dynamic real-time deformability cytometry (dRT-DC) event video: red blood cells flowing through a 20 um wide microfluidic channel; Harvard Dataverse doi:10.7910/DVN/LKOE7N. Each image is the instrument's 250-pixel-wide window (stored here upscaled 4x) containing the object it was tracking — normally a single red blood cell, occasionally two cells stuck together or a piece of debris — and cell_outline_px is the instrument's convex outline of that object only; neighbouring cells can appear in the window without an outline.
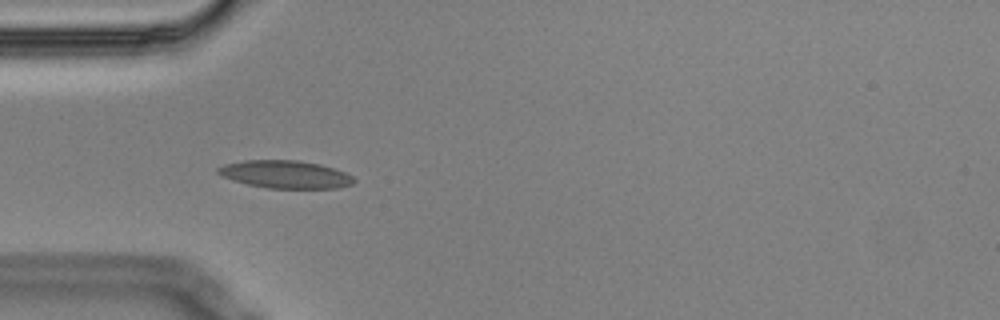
{"species": "Egyptian fruit bat (a non-hibernating species)", "species_latin": "Rousettus aegyptiacus", "temperature_condition": "cold", "stored_images_in_passage": 5, "camera_frame_rate_fps": 3000, "um_per_image_px": 0.085, "animal": {"sex": "male"}, "frame": {"image": 1, "passage_image": 3, "time_ms": 0.667, "image_size_px": [1000, 320], "cell_outline_px": [[356, 180], [352, 184], [336, 188], [268, 188], [248, 184], [232, 180], [220, 176], [216, 172], [216, 168], [224, 164], [244, 160], [300, 160], [320, 164], [344, 172], [352, 176]], "centroid_in_image_um": [24.21, 14.81], "position_along_channel_um": 60.8, "area_um2": 22.02}}
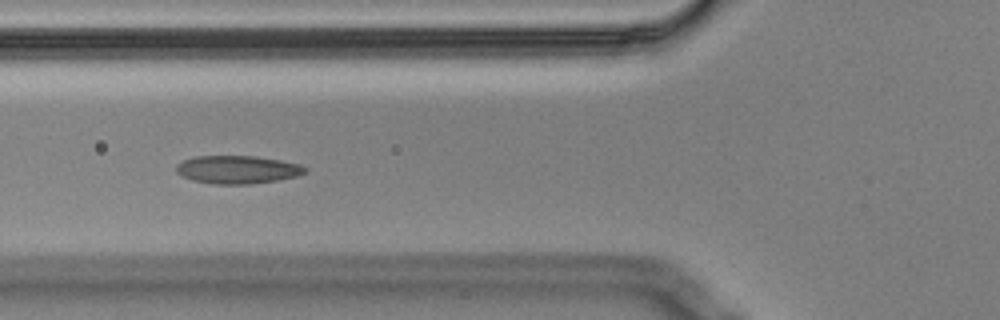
{"frame": {"image": 2, "passage_image": 4, "time_ms": 1.0, "image_size_px": [1000, 320], "cell_outline_px": [[308, 172], [296, 176], [276, 180], [248, 184], [212, 184], [192, 180], [176, 172], [176, 164], [184, 160], [196, 156], [256, 156], [280, 160], [300, 164], [308, 168]], "centroid_in_image_um": [20.2, 14.41], "position_along_channel_um": 105.6, "area_um2": 21.04}}